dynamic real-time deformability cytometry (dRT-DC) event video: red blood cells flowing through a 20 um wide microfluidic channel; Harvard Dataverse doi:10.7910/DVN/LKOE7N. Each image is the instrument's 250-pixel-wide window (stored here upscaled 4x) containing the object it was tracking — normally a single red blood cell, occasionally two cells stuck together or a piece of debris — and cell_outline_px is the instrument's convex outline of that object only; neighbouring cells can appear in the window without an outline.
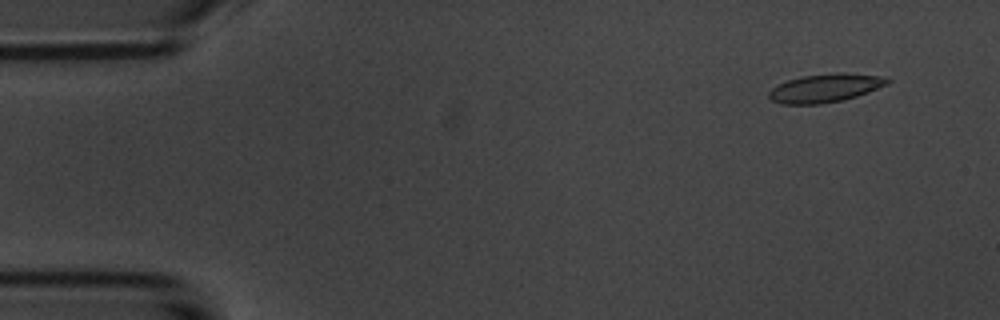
{"species": "common noctule bat (a hibernating species)", "species_latin": "Nyctalus noctula", "temperature_condition": "room temperature", "stored_images_in_passage": 52, "camera_frame_rate_fps": 3000, "um_per_image_px": 0.085, "animal": {"sex": "male", "body_mass_g": 20.1, "forearm_length_mm": 53.5}, "frame": {"image": 1, "passage_image": 2, "time_ms": 0.333, "image_size_px": [1000, 320], "cell_outline_px": [[892, 80], [888, 84], [868, 92], [844, 100], [820, 104], [780, 104], [772, 100], [768, 96], [768, 92], [772, 88], [788, 80], [804, 76], [840, 72], [844, 72], [884, 76]], "centroid_in_image_um": [70.18, 7.48], "position_along_channel_um": 14.8, "area_um2": 19.65}}
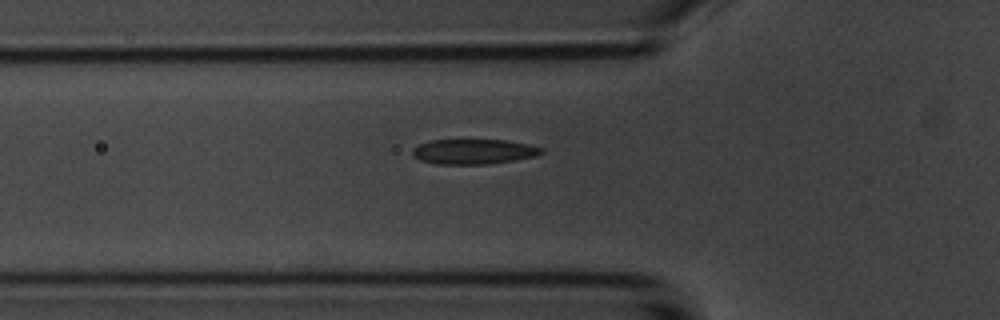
{"frame": {"image": 2, "passage_image": 16, "time_ms": 5.0, "image_size_px": [1000, 320], "cell_outline_px": [[544, 152], [536, 156], [516, 160], [488, 164], [436, 164], [420, 160], [412, 156], [412, 148], [420, 144], [432, 140], [508, 140], [528, 144], [544, 148]], "centroid_in_image_um": [40.28, 12.89], "position_along_channel_um": 85.5, "area_um2": 18.96}}
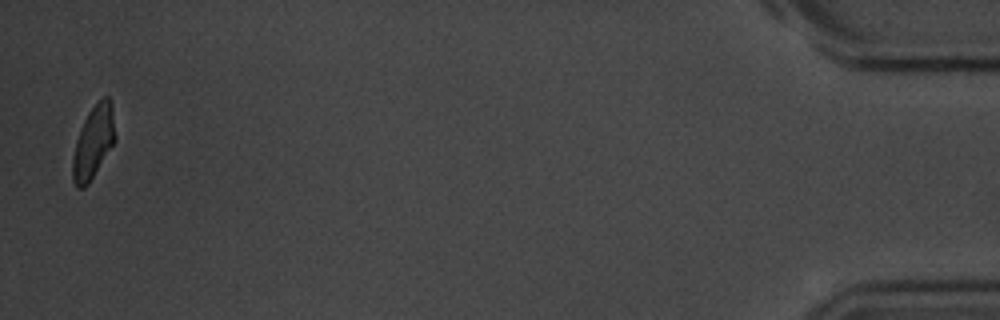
{"frame": {"image": 3, "passage_image": 51, "time_ms": 16.667, "image_size_px": [1000, 320], "cell_outline_px": [[116, 140], [88, 184], [84, 188], [76, 188], [72, 180], [72, 160], [76, 140], [80, 128], [88, 112], [104, 96], [108, 96], [112, 100], [116, 136]], "centroid_in_image_um": [7.94, 12.08], "position_along_channel_um": 427.3, "area_um2": 18.15}, "authors_computed_cell_mechanics": {"area_um2": 19.3919, "velocity_mm_per_s": 3.7045, "shape_relaxation_time_tau1_ms": 4.4296, "shape_relaxation_time_tau2_ms": 1.0404, "deformation_change_tau1": 0.153, "deformation_change_tau2": 0.0686}}